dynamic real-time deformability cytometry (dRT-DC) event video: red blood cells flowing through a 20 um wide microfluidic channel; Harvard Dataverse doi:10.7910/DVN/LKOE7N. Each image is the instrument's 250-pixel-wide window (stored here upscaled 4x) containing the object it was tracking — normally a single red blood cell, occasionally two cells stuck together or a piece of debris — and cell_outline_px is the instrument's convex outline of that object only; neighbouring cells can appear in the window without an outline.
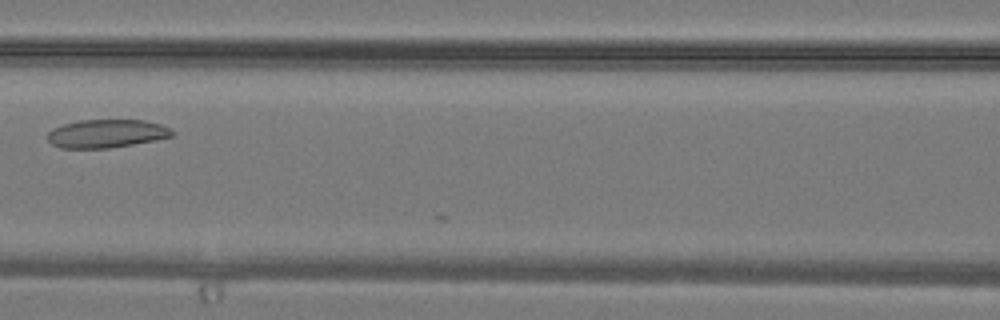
{"species": "common noctule bat (a hibernating species)", "species_latin": "Nyctalus noctula", "temperature_condition": "warm", "stored_images_in_passage": 7, "camera_frame_rate_fps": 3000, "um_per_image_px": 0.085, "animal": {"sex": "male", "body_mass_g": 19.2, "forearm_length_mm": 51.8}, "frame": {"image": 1, "passage_image": 6, "time_ms": 1.667, "image_size_px": [1000, 320], "cell_outline_px": [[176, 132], [172, 136], [156, 140], [108, 148], [60, 148], [52, 144], [48, 140], [48, 132], [52, 128], [76, 120], [144, 120], [160, 124], [172, 128]], "centroid_in_image_um": [9.07, 11.35], "position_along_channel_um": 157.5, "area_um2": 20.63}}